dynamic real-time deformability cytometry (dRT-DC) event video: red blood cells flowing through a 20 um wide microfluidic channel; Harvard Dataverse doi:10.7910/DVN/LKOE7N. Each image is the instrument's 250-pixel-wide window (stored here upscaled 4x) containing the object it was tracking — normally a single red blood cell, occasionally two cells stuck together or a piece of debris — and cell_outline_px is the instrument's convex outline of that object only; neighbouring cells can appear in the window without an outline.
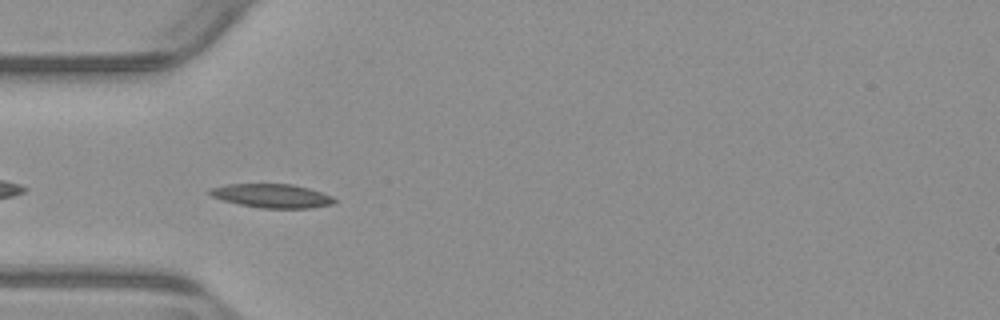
{"species": "common noctule bat (a hibernating species)", "species_latin": "Nyctalus noctula", "temperature_condition": "warm", "stored_images_in_passage": 30, "camera_frame_rate_fps": 3000, "um_per_image_px": 0.085, "animal": {"sex": "male", "body_mass_g": 23.1, "forearm_length_mm": 52.7}, "frame": {"image": 1, "passage_image": 3, "time_ms": 0.667, "image_size_px": [1000, 320], "cell_outline_px": [[336, 200], [332, 204], [308, 208], [260, 208], [240, 204], [224, 200], [212, 196], [208, 192], [208, 188], [228, 184], [292, 184], [308, 188], [332, 196]], "centroid_in_image_um": [23.09, 16.64], "position_along_channel_um": 61.9, "area_um2": 17.11}}
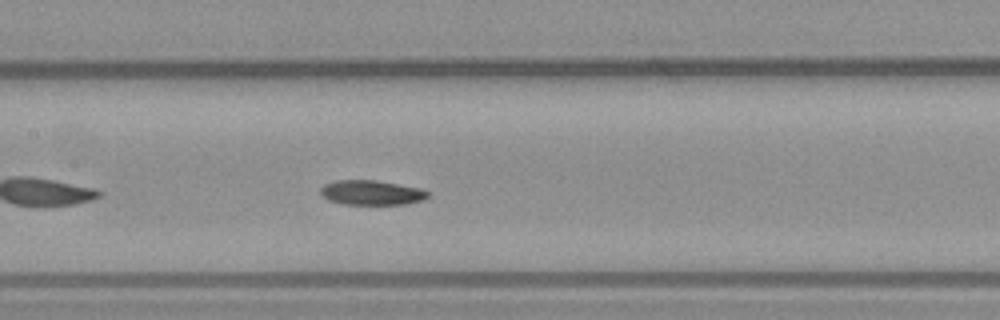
{"frame": {"image": 2, "passage_image": 12, "time_ms": 3.667, "image_size_px": [1000, 320], "cell_outline_px": [[432, 196], [424, 200], [404, 204], [344, 204], [328, 200], [320, 192], [320, 188], [324, 184], [336, 180], [376, 180], [424, 188], [432, 192]], "centroid_in_image_um": [31.68, 16.36], "position_along_channel_um": 175.7, "area_um2": 15.78}}
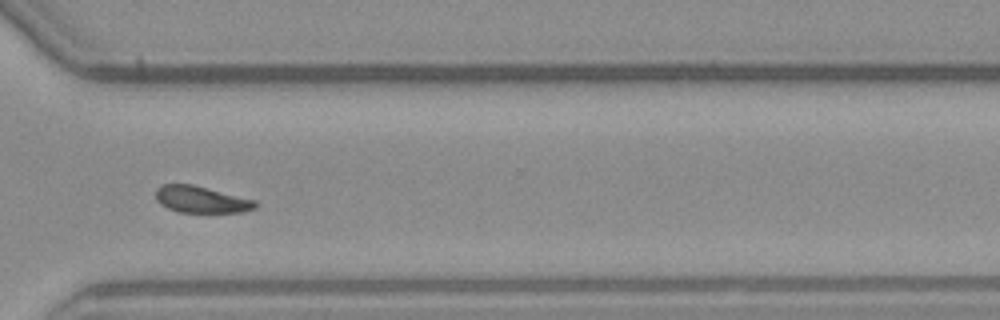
{"frame": {"image": 3, "passage_image": 26, "time_ms": 8.333, "image_size_px": [1000, 320], "cell_outline_px": [[260, 204], [256, 208], [244, 212], [180, 212], [168, 208], [160, 204], [156, 200], [156, 188], [160, 184], [192, 184], [256, 200]], "centroid_in_image_um": [17.12, 16.95], "position_along_channel_um": 353.5, "area_um2": 15.61}, "authors_computed_cell_mechanics": {"area_um2": 16.2996, "velocity_mm_per_s": 3.8147, "shape_relaxation_time_tau1_ms": null, "shape_relaxation_time_tau2_ms": 4.6958, "deformation_change_tau1": null, "deformation_change_tau2": 0.0966}}